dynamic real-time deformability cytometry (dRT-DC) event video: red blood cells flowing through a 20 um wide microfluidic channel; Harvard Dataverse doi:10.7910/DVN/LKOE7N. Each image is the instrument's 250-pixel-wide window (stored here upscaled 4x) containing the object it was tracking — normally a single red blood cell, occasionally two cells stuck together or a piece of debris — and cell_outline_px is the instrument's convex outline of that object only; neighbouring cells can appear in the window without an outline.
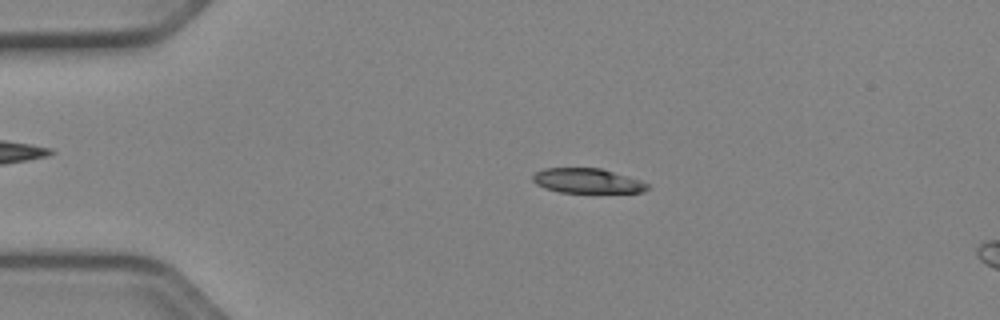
{"species": "Egyptian fruit bat (a non-hibernating species)", "species_latin": "Rousettus aegyptiacus", "temperature_condition": "cold", "stored_images_in_passage": 51, "camera_frame_rate_fps": 3000, "um_per_image_px": 0.085, "animal": {"sex": "female"}, "frame": {"image": 1, "passage_image": 11, "time_ms": 3.333, "image_size_px": [1000, 320], "cell_outline_px": [[648, 188], [644, 192], [560, 192], [544, 188], [536, 184], [532, 180], [532, 176], [536, 172], [544, 168], [600, 168], [640, 180], [648, 184]], "centroid_in_image_um": [49.88, 15.36], "position_along_channel_um": 35.1, "area_um2": 16.36}}
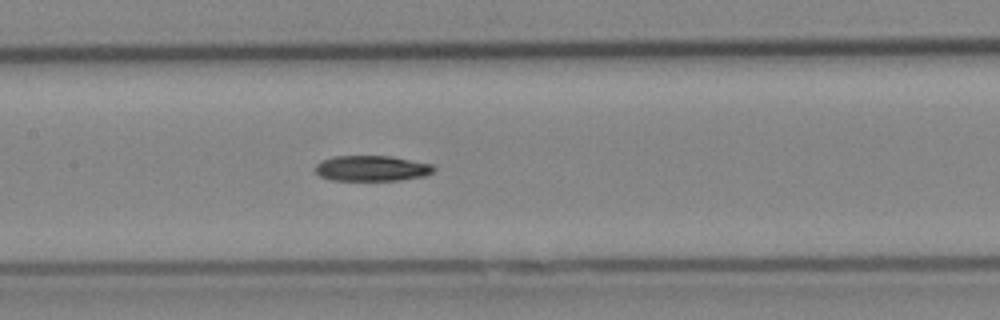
{"frame": {"image": 2, "passage_image": 25, "time_ms": 8.0, "image_size_px": [1000, 320], "cell_outline_px": [[436, 168], [432, 172], [424, 176], [400, 180], [328, 180], [320, 176], [316, 172], [316, 164], [320, 160], [332, 156], [388, 156], [432, 164]], "centroid_in_image_um": [31.56, 14.31], "position_along_channel_um": 175.8, "area_um2": 17.63}}
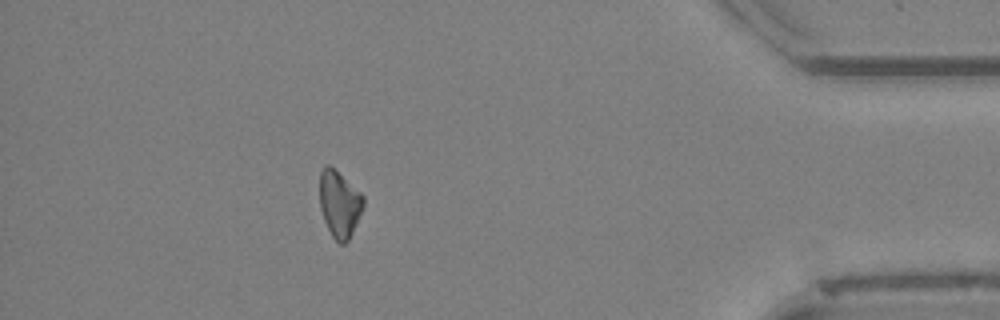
{"frame": {"image": 3, "passage_image": 46, "time_ms": 15.0, "image_size_px": [1000, 320], "cell_outline_px": [[364, 204], [352, 232], [348, 240], [344, 244], [340, 244], [332, 236], [324, 220], [320, 208], [320, 172], [324, 164], [328, 164], [360, 192], [364, 196]], "centroid_in_image_um": [28.83, 17.33], "position_along_channel_um": 406.4, "area_um2": 16.65}}